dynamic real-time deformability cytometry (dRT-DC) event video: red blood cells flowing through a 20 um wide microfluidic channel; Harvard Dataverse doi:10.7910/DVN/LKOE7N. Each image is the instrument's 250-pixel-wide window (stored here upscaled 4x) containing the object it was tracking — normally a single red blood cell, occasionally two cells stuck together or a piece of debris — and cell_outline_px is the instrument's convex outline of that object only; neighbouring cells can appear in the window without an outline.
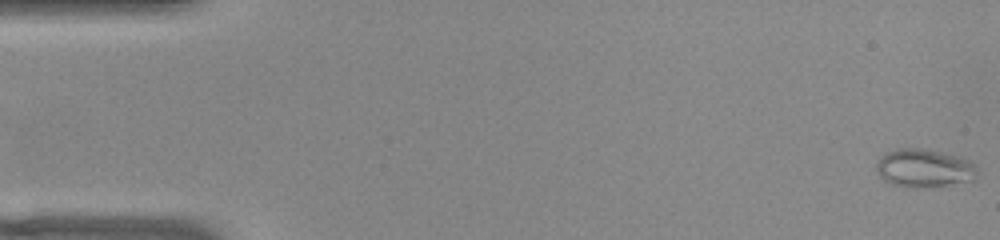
{"species": "common noctule bat (a hibernating species)", "species_latin": "Nyctalus noctula", "temperature_condition": "warm", "stored_images_in_passage": 54, "camera_frame_rate_fps": 3000, "um_per_image_px": 0.085, "animal": {"sex": "female", "body_mass_g": 22.0, "forearm_length_mm": 56.7}, "frame": {"image": 1, "passage_image": 1, "time_ms": 0.0, "image_size_px": [1000, 240], "cell_outline_px": [[976, 180], [928, 188], [908, 188], [888, 184], [876, 172], [876, 164], [880, 156], [896, 148], [928, 148], [956, 156], [968, 160], [976, 164]], "centroid_in_image_um": [78.53, 14.31], "position_along_channel_um": 6.5, "area_um2": 23.06}}
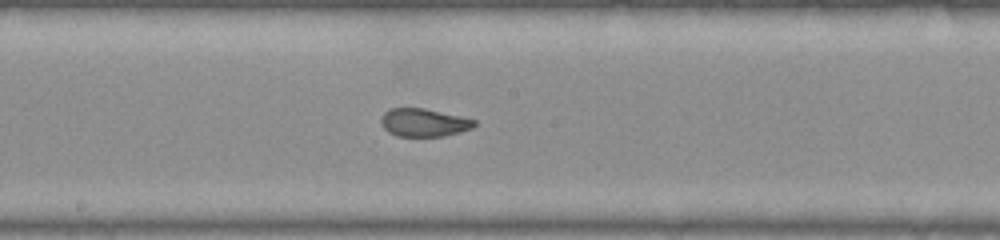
{"frame": {"image": 2, "passage_image": 28, "time_ms": 9.0, "image_size_px": [1000, 240], "cell_outline_px": [[476, 124], [472, 128], [460, 132], [444, 136], [396, 136], [388, 132], [384, 128], [380, 120], [380, 116], [388, 108], [424, 108], [460, 116], [476, 120]], "centroid_in_image_um": [36.0, 10.41], "position_along_channel_um": 212.2, "area_um2": 15.32}}
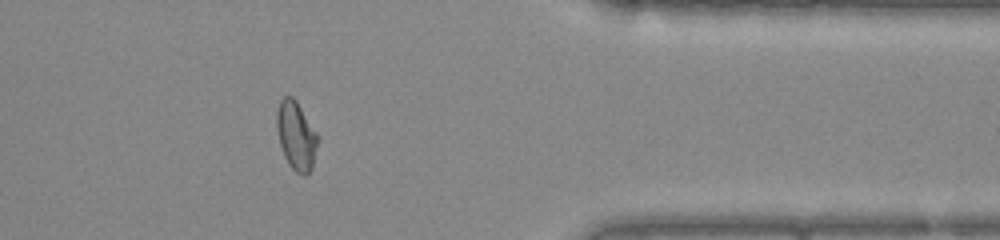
{"frame": {"image": 3, "passage_image": 43, "time_ms": 14.0, "image_size_px": [1000, 240], "cell_outline_px": [[316, 144], [312, 168], [304, 176], [296, 172], [288, 164], [284, 156], [280, 144], [276, 128], [276, 112], [280, 100], [284, 96], [292, 96], [296, 100], [316, 132]], "centroid_in_image_um": [25.13, 11.51], "position_along_channel_um": 386.3, "area_um2": 16.07}, "authors_computed_cell_mechanics": {"area_um2": 16.9643, "velocity_mm_per_s": 3.866, "shape_relaxation_time_tau1_ms": null, "shape_relaxation_time_tau2_ms": 0.8069, "deformation_change_tau1": null, "deformation_change_tau2": 0.0628}}